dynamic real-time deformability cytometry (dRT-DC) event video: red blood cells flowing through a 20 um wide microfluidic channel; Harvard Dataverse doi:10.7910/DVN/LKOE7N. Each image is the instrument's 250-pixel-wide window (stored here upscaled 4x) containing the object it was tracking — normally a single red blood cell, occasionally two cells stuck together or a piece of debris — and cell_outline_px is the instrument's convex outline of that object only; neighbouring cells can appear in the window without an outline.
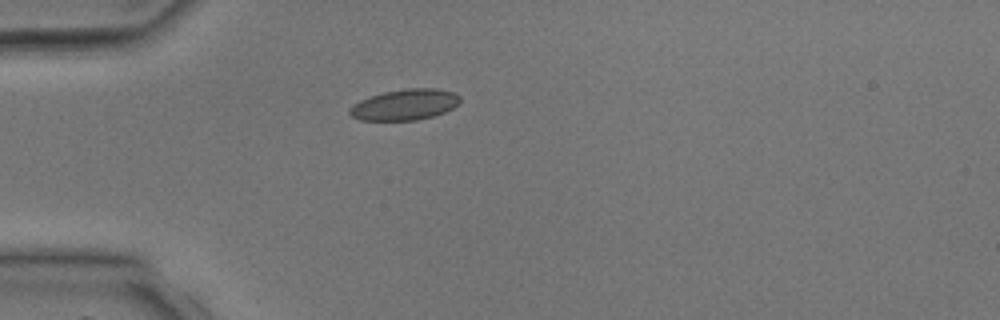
{"species": "common noctule bat (a hibernating species)", "species_latin": "Nyctalus noctula", "temperature_condition": "room temperature", "stored_images_in_passage": 1, "camera_frame_rate_fps": 3000, "um_per_image_px": 0.085, "animal": {"sex": "male", "body_mass_g": 17.9, "forearm_length_mm": 54.2}, "frame": {"image": 1, "passage_image": 1, "time_ms": 0.0, "image_size_px": [1000, 320], "cell_outline_px": [[460, 104], [444, 112], [432, 116], [416, 120], [360, 120], [352, 116], [348, 112], [348, 108], [352, 104], [360, 100], [384, 92], [408, 88], [436, 88], [456, 92], [460, 96]], "centroid_in_image_um": [34.43, 8.89], "position_along_channel_um": 50.6, "area_um2": 19.94}}